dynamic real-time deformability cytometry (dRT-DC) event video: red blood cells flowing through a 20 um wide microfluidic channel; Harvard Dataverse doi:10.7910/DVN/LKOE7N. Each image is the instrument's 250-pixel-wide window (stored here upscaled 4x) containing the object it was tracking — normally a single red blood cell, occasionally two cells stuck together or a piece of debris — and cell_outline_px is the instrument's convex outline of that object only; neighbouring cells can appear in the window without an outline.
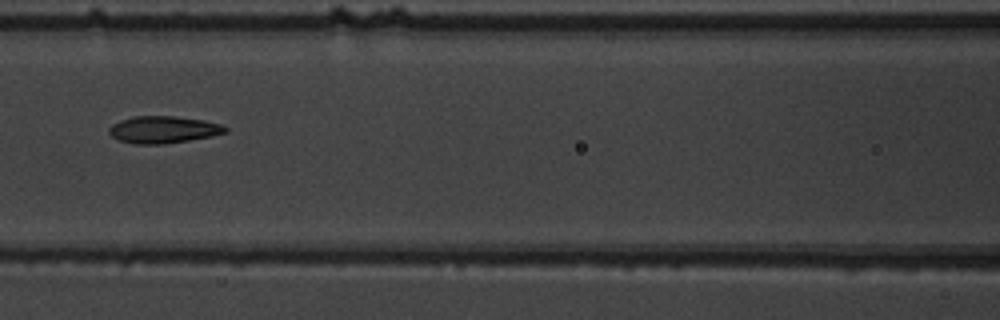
{"species": "common noctule bat (a hibernating species)", "species_latin": "Nyctalus noctula", "temperature_condition": "warm", "stored_images_in_passage": 10, "camera_frame_rate_fps": 3000, "um_per_image_px": 0.085, "animal": {"sex": "male", "body_mass_g": 19.5, "forearm_length_mm": 54.6}, "frame": {"image": 1, "passage_image": 7, "time_ms": 7.0, "image_size_px": [1000, 320], "cell_outline_px": [[228, 132], [212, 136], [164, 144], [136, 144], [120, 140], [112, 136], [108, 132], [108, 128], [112, 124], [120, 120], [132, 116], [176, 116], [204, 120], [220, 124], [228, 128]], "centroid_in_image_um": [13.88, 11.01], "position_along_channel_um": 152.7, "area_um2": 18.38}}
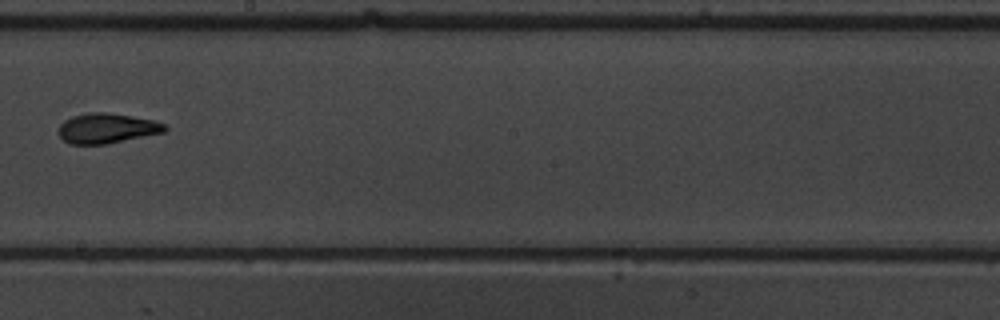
{"frame": {"image": 2, "passage_image": 9, "time_ms": 9.333, "image_size_px": [1000, 320], "cell_outline_px": [[168, 128], [164, 132], [108, 144], [72, 144], [64, 140], [60, 136], [60, 124], [64, 120], [72, 116], [92, 112], [108, 112], [156, 120], [164, 124]], "centroid_in_image_um": [9.12, 10.9], "position_along_channel_um": 239.1, "area_um2": 18.55}}
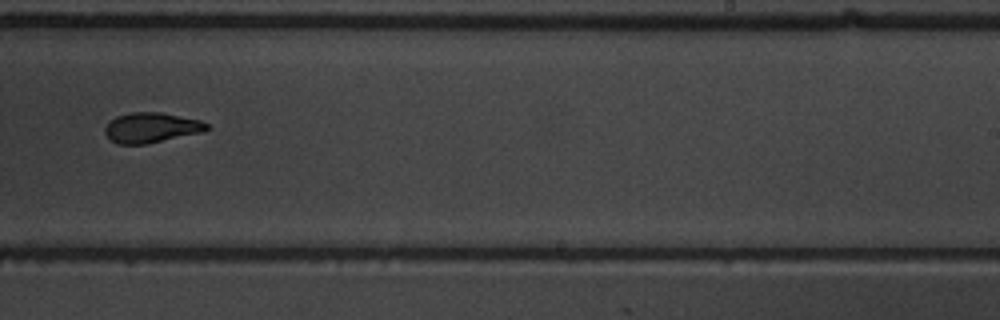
{"frame": {"image": 3, "passage_image": 10, "time_ms": 10.333, "image_size_px": [1000, 320], "cell_outline_px": [[212, 128], [204, 132], [148, 144], [116, 144], [104, 132], [104, 128], [116, 116], [132, 112], [160, 112], [200, 120], [208, 124]], "centroid_in_image_um": [12.91, 10.86], "position_along_channel_um": 276.1, "area_um2": 17.98}}